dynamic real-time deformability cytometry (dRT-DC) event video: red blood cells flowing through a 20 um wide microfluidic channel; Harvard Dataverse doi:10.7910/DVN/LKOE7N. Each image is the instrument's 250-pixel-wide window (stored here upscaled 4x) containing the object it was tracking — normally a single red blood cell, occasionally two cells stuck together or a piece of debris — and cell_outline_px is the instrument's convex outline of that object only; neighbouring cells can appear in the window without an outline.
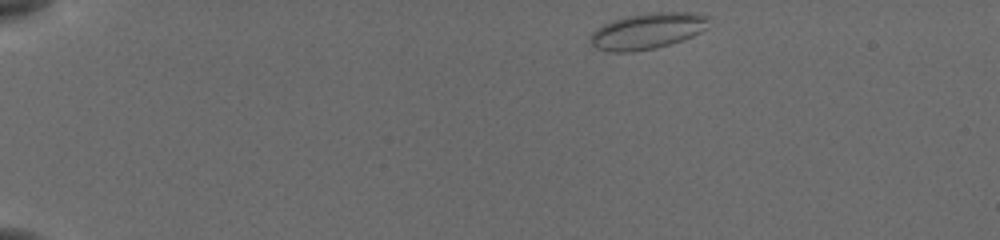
{"species": "common noctule bat (a hibernating species)", "species_latin": "Nyctalus noctula", "temperature_condition": "cold", "stored_images_in_passage": 45, "camera_frame_rate_fps": 3000, "um_per_image_px": 0.085, "animal": {"sex": "female", "body_mass_g": 19.5, "forearm_length_mm": 54.1}, "frame": {"image": 1, "passage_image": 1, "time_ms": 0.0, "image_size_px": [1000, 240], "cell_outline_px": [[708, 28], [692, 36], [656, 48], [628, 52], [608, 52], [596, 48], [588, 40], [588, 36], [596, 28], [612, 20], [628, 16], [652, 12], [692, 12], [708, 16]], "centroid_in_image_um": [55.0, 2.63], "position_along_channel_um": 30.0, "area_um2": 24.91}}
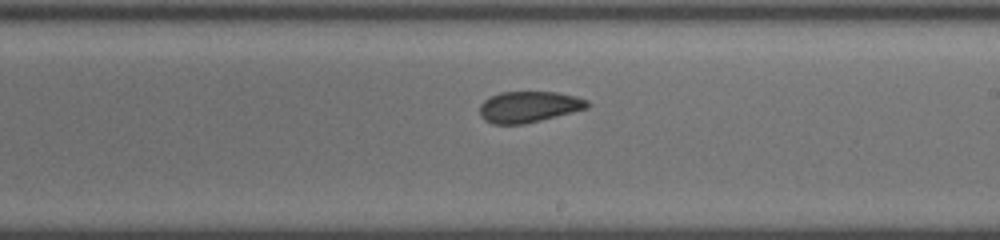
{"frame": {"image": 2, "passage_image": 25, "time_ms": 8.0, "image_size_px": [1000, 240], "cell_outline_px": [[592, 104], [588, 108], [524, 124], [492, 124], [484, 120], [480, 116], [480, 104], [484, 100], [500, 92], [556, 92], [576, 96], [588, 100]], "centroid_in_image_um": [44.96, 9.08], "position_along_channel_um": 244.0, "area_um2": 19.54}}
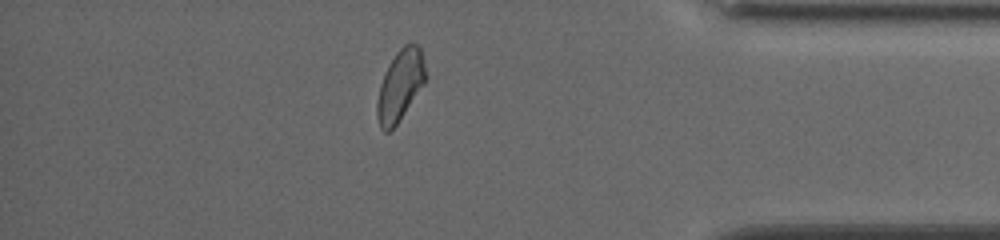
{"frame": {"image": 3, "passage_image": 39, "time_ms": 12.667, "image_size_px": [1000, 240], "cell_outline_px": [[424, 84], [396, 124], [388, 132], [384, 132], [380, 128], [376, 116], [376, 104], [380, 84], [384, 72], [388, 64], [396, 52], [404, 44], [420, 44], [424, 68]], "centroid_in_image_um": [33.97, 7.25], "position_along_channel_um": 401.2, "area_um2": 19.77}, "authors_computed_cell_mechanics": {"area_um2": 20.1144, "velocity_mm_per_s": 3.8529, "shape_relaxation_time_tau1_ms": 7.1653, "shape_relaxation_time_tau2_ms": 2.0553, "deformation_change_tau1": 0.1094, "deformation_change_tau2": 0.0679}}